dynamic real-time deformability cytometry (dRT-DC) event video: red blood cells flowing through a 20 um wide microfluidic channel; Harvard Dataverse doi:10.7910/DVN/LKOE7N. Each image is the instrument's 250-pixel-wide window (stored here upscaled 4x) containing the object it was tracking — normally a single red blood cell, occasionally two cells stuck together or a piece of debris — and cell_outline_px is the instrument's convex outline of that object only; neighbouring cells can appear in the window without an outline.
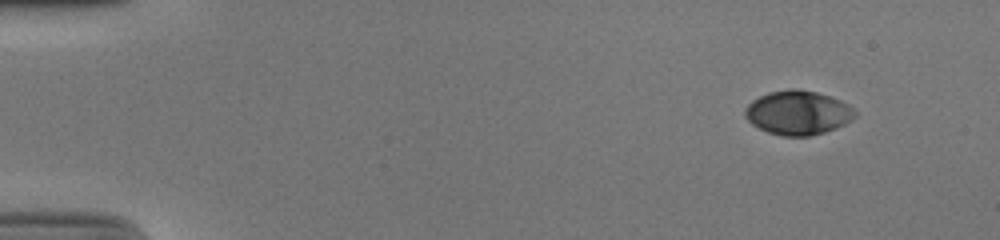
{"species": "human", "species_latin": "Homo sapiens", "temperature_condition": "cold", "stored_images_in_passage": 50, "camera_frame_rate_fps": 3000, "um_per_image_px": 0.085, "donor": {"sex": "male"}, "frame": {"image": 1, "passage_image": 1, "time_ms": 0.0, "image_size_px": [1000, 240], "cell_outline_px": [[856, 116], [852, 120], [836, 128], [824, 132], [808, 136], [784, 136], [768, 132], [752, 124], [744, 116], [744, 108], [752, 100], [768, 92], [788, 88], [796, 88], [816, 92], [840, 100], [848, 104], [856, 112]], "centroid_in_image_um": [67.81, 9.57], "position_along_channel_um": 17.2, "area_um2": 28.32}}
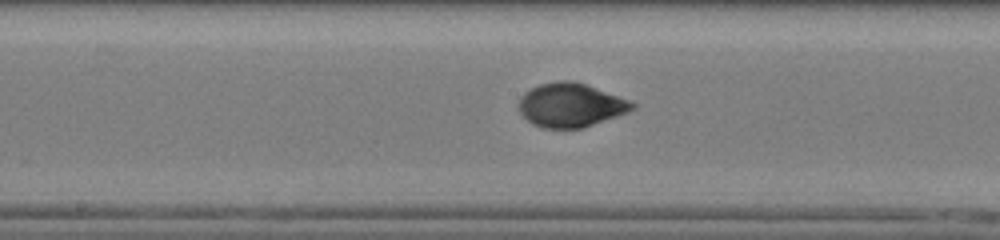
{"frame": {"image": 2, "passage_image": 25, "time_ms": 8.0, "image_size_px": [1000, 240], "cell_outline_px": [[636, 108], [628, 112], [584, 128], [544, 128], [532, 124], [520, 112], [520, 96], [524, 92], [540, 84], [560, 80], [572, 80], [632, 100], [636, 104]], "centroid_in_image_um": [48.54, 8.93], "position_along_channel_um": 199.7, "area_um2": 29.02}}
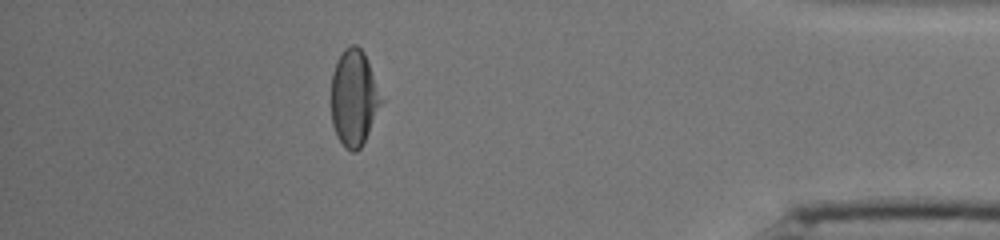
{"frame": {"image": 3, "passage_image": 44, "time_ms": 14.333, "image_size_px": [1000, 240], "cell_outline_px": [[384, 100], [360, 148], [356, 152], [352, 152], [336, 136], [332, 124], [332, 72], [344, 48], [352, 44], [356, 44], [364, 52]], "centroid_in_image_um": [30.1, 8.3], "position_along_channel_um": 405.1, "area_um2": 27.74}, "authors_computed_cell_mechanics": {"area_um2": 28.611, "velocity_mm_per_s": 3.8573, "shape_relaxation_time_tau1_ms": 4.1716, "shape_relaxation_time_tau2_ms": null, "deformation_change_tau1": 0.1717, "deformation_change_tau2": null}}